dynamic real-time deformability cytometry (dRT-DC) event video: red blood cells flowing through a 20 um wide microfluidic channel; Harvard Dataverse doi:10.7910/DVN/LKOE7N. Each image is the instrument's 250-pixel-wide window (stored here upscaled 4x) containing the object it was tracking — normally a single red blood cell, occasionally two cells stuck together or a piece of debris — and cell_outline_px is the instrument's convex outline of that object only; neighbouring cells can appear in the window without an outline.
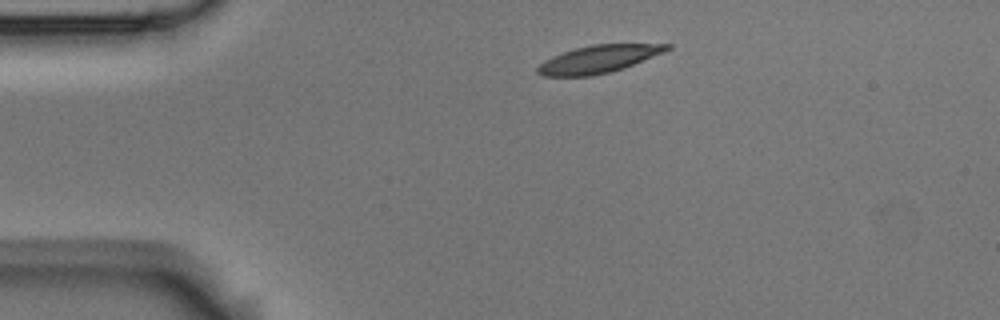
{"species": "Egyptian fruit bat (a non-hibernating species)", "species_latin": "Rousettus aegyptiacus", "temperature_condition": "room temperature", "stored_images_in_passage": 11, "camera_frame_rate_fps": 3000, "um_per_image_px": 0.085, "animal": {"sex": "male"}, "frame": {"image": 1, "passage_image": 1, "time_ms": 0.0, "image_size_px": [1000, 320], "cell_outline_px": [[672, 48], [664, 52], [624, 68], [592, 76], [540, 76], [536, 72], [536, 68], [544, 60], [552, 56], [576, 48], [592, 44], [672, 44]], "centroid_in_image_um": [50.86, 5.03], "position_along_channel_um": 34.1, "area_um2": 20.75}}
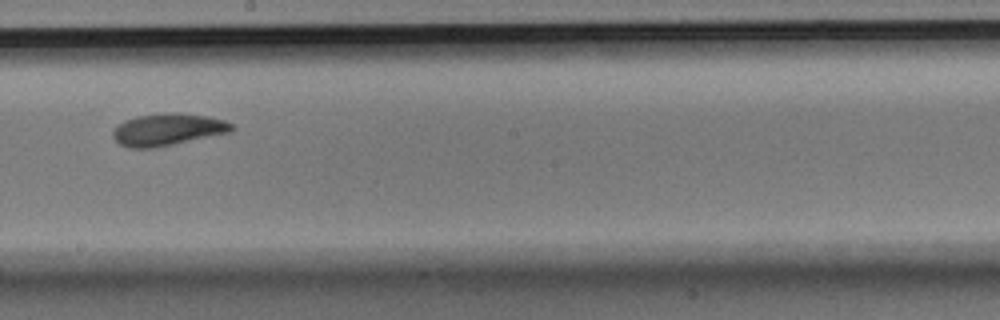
{"frame": {"image": 2, "passage_image": 6, "time_ms": 1.667, "image_size_px": [1000, 320], "cell_outline_px": [[236, 128], [232, 132], [156, 148], [128, 148], [120, 144], [112, 136], [112, 132], [124, 120], [136, 116], [164, 112], [180, 112], [208, 116], [224, 120], [232, 124]], "centroid_in_image_um": [14.29, 11.0], "position_along_channel_um": 233.9, "area_um2": 22.54}}
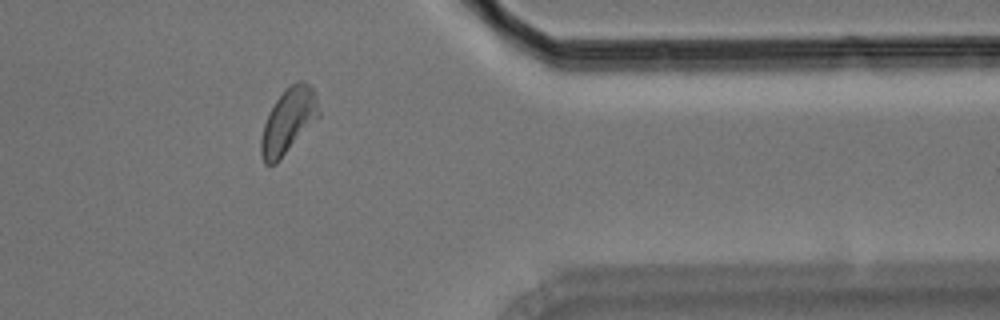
{"frame": {"image": 3, "passage_image": 10, "time_ms": 3.0, "image_size_px": [1000, 320], "cell_outline_px": [[320, 116], [280, 160], [276, 164], [264, 164], [260, 156], [260, 140], [264, 124], [276, 100], [296, 80], [304, 80], [312, 88], [316, 96], [320, 112]], "centroid_in_image_um": [24.51, 10.31], "position_along_channel_um": 386.9, "area_um2": 21.73}}